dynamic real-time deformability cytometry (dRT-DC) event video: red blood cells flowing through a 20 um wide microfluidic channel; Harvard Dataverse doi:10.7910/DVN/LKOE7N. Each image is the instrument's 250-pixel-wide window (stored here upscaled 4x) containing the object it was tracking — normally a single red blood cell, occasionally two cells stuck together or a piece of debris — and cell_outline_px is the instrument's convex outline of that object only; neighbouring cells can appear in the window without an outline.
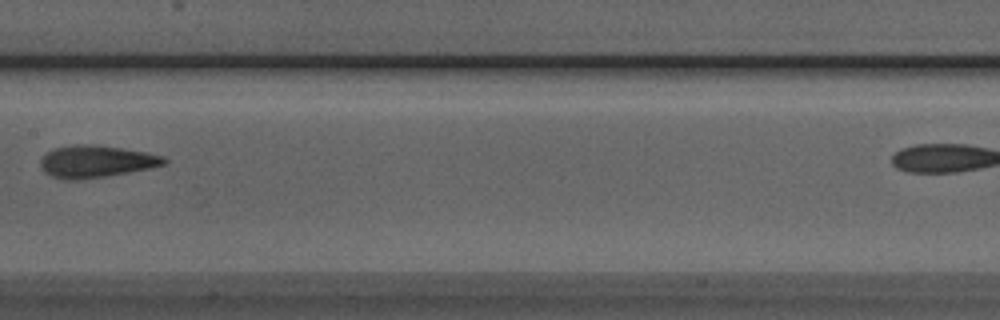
{"species": "Egyptian fruit bat (a non-hibernating species)", "species_latin": "Rousettus aegyptiacus", "temperature_condition": "room temperature", "stored_images_in_passage": 6, "segment_of_instrument_passage": [1, 2], "camera_frame_rate_fps": 3000, "um_per_image_px": 0.085, "animal": {"sex": "male"}, "frame": {"image": 1, "passage_image": 4, "time_ms": 1.0, "image_size_px": [1000, 320], "cell_outline_px": [[168, 164], [128, 172], [104, 176], [68, 180], [52, 176], [44, 172], [40, 168], [40, 160], [52, 148], [76, 144], [96, 144], [148, 152], [164, 156], [168, 160]], "centroid_in_image_um": [8.18, 13.7], "position_along_channel_um": 199.2, "area_um2": 23.12}}
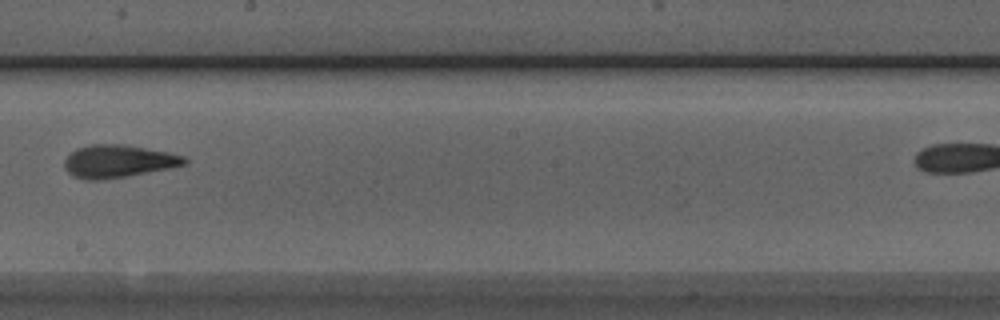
{"frame": {"image": 2, "passage_image": 5, "time_ms": 1.333, "image_size_px": [1000, 320], "cell_outline_px": [[188, 160], [184, 164], [168, 168], [128, 176], [100, 180], [84, 180], [72, 176], [64, 168], [64, 160], [76, 148], [92, 144], [124, 144], [168, 152], [188, 156]], "centroid_in_image_um": [10.03, 13.71], "position_along_channel_um": 238.2, "area_um2": 22.95}}